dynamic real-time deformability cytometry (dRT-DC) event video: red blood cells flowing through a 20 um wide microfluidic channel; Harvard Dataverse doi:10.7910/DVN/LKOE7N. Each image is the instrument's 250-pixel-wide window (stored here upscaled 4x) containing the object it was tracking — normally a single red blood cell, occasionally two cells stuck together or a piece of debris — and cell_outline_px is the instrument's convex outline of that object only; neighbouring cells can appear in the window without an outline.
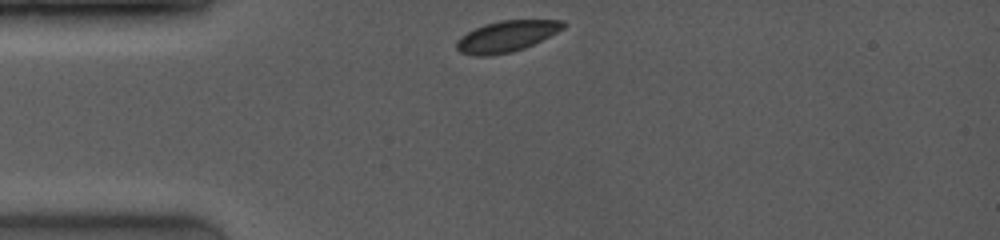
{"species": "common noctule bat (a hibernating species)", "species_latin": "Nyctalus noctula", "temperature_condition": "room temperature", "stored_images_in_passage": 40, "camera_frame_rate_fps": 4000, "um_per_image_px": 0.085, "animal": {"sex": "female", "body_mass_g": 19.0, "forearm_length_mm": 53.3}, "frame": {"image": 1, "passage_image": 1, "time_ms": 0.0, "image_size_px": [1000, 240], "cell_outline_px": [[568, 24], [564, 28], [524, 48], [512, 52], [488, 56], [476, 56], [460, 52], [456, 48], [456, 40], [460, 36], [484, 24], [500, 20], [564, 20]], "centroid_in_image_um": [43.04, 3.08], "position_along_channel_um": 42.0, "area_um2": 19.25}}
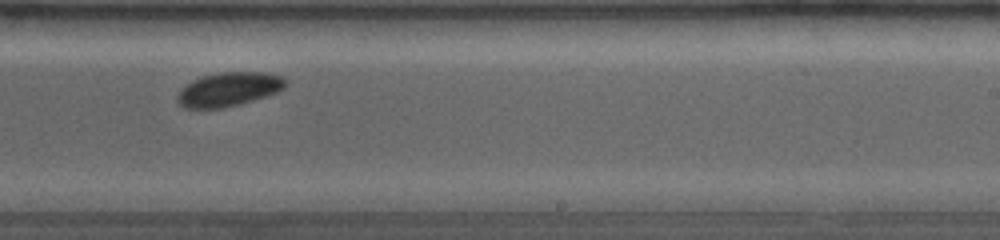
{"frame": {"image": 2, "passage_image": 25, "time_ms": 6.25, "image_size_px": [1000, 240], "cell_outline_px": [[288, 84], [284, 88], [276, 92], [240, 104], [220, 108], [184, 108], [176, 100], [176, 96], [192, 80], [204, 76], [220, 72], [264, 72], [284, 76], [288, 80]], "centroid_in_image_um": [19.49, 7.58], "position_along_channel_um": 269.5, "area_um2": 21.27}}
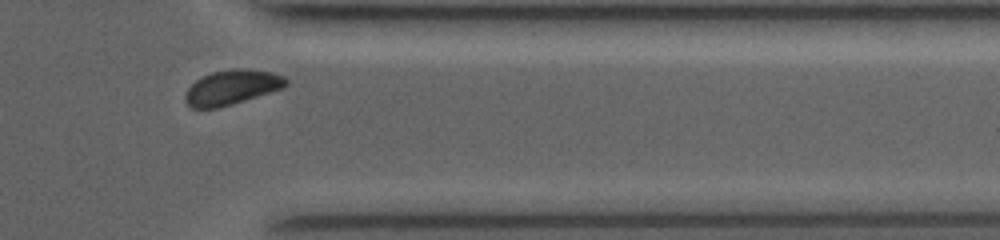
{"frame": {"image": 3, "passage_image": 37, "time_ms": 9.25, "image_size_px": [1000, 240], "cell_outline_px": [[288, 84], [284, 88], [232, 104], [216, 108], [192, 108], [184, 100], [184, 96], [188, 88], [196, 80], [212, 72], [236, 68], [272, 72], [284, 76], [288, 80]], "centroid_in_image_um": [19.72, 7.43], "position_along_channel_um": 391.7, "area_um2": 20.23}, "authors_computed_cell_mechanics": {"area_um2": 21.1259, "velocity_mm_per_s": 4.0355, "shape_relaxation_time_tau1_ms": 1.4824, "shape_relaxation_time_tau2_ms": null, "deformation_change_tau1": 0.0694, "deformation_change_tau2": null}}